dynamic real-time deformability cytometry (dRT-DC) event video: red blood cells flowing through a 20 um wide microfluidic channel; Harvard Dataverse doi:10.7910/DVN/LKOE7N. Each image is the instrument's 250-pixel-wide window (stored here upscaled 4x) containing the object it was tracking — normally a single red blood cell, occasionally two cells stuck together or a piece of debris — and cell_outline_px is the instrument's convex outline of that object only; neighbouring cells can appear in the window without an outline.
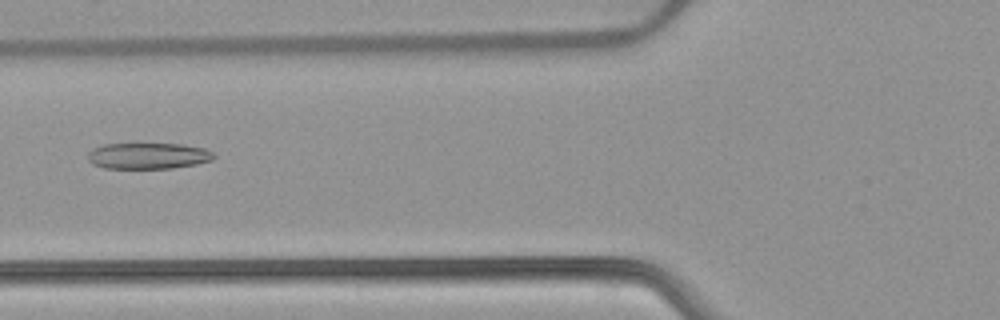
{"species": "common noctule bat (a hibernating species)", "species_latin": "Nyctalus noctula", "temperature_condition": "warm", "stored_images_in_passage": 41, "camera_frame_rate_fps": 3000, "um_per_image_px": 0.085, "animal": {"sex": "female", "body_mass_g": 22.7, "forearm_length_mm": 54.2}, "frame": {"image": 1, "passage_image": 21, "time_ms": 6.667, "image_size_px": [1000, 320], "cell_outline_px": [[216, 156], [212, 160], [196, 164], [172, 168], [104, 168], [92, 164], [88, 160], [88, 152], [92, 148], [104, 144], [136, 140], [184, 144], [204, 148], [212, 152]], "centroid_in_image_um": [12.55, 13.18], "position_along_channel_um": 113.3, "area_um2": 20.4}}
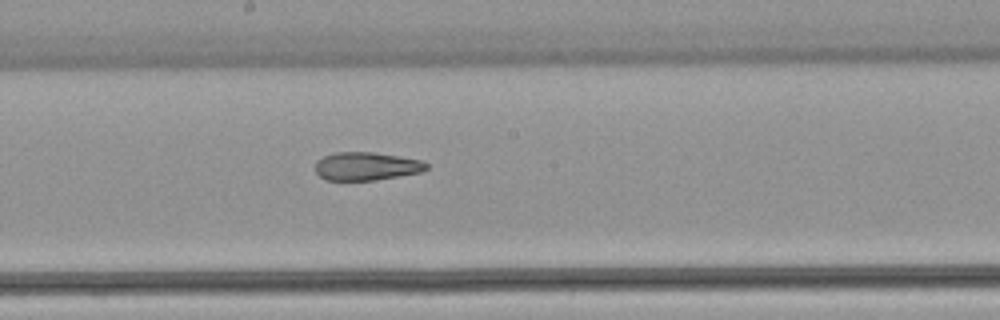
{"frame": {"image": 2, "passage_image": 29, "time_ms": 9.333, "image_size_px": [1000, 320], "cell_outline_px": [[428, 168], [420, 172], [376, 180], [324, 180], [316, 172], [316, 160], [324, 156], [336, 152], [372, 152], [424, 160], [428, 164]], "centroid_in_image_um": [31.14, 14.13], "position_along_channel_um": 217.1, "area_um2": 18.26}}
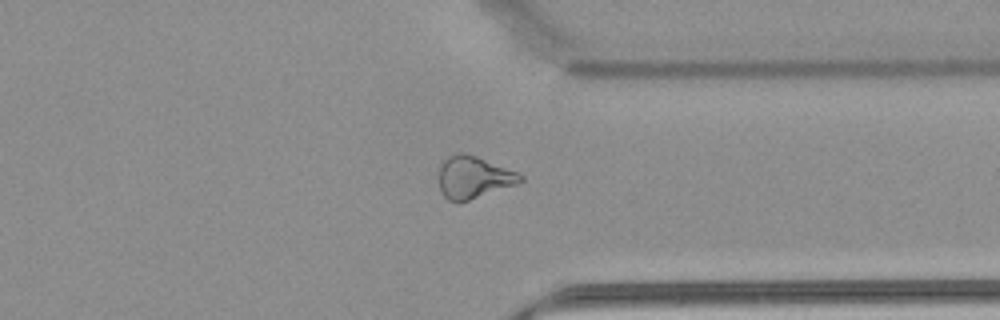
{"frame": {"image": 3, "passage_image": 41, "time_ms": 13.333, "image_size_px": [1000, 320], "cell_outline_px": [[524, 180], [516, 184], [468, 200], [448, 200], [444, 196], [440, 188], [440, 160], [456, 152], [464, 152], [476, 156], [520, 172], [524, 176]], "centroid_in_image_um": [40.27, 15.02], "position_along_channel_um": 371.1, "area_um2": 19.94}, "authors_computed_cell_mechanics": {"area_um2": 20.4034, "velocity_mm_per_s": 3.8955, "shape_relaxation_time_tau1_ms": null, "shape_relaxation_time_tau2_ms": 3.3153, "deformation_change_tau1": null, "deformation_change_tau2": 0.1145}}